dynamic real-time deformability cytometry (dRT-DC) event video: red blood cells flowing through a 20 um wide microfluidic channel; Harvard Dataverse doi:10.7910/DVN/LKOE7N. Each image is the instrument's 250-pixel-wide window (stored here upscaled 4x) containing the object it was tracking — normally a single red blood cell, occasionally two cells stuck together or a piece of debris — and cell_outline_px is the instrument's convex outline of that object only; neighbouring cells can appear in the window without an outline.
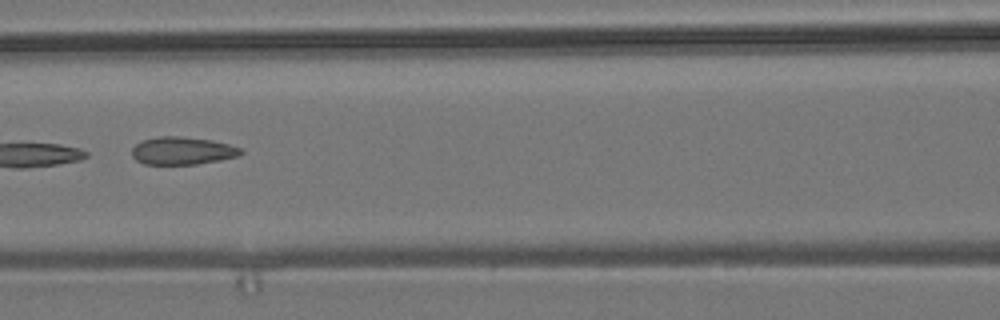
{"species": "common noctule bat (a hibernating species)", "species_latin": "Nyctalus noctula", "temperature_condition": "room temperature", "stored_images_in_passage": 7, "camera_frame_rate_fps": 3000, "um_per_image_px": 0.085, "animal": {"sex": "male", "body_mass_g": 19.2, "forearm_length_mm": 51.8}, "frame": {"image": 1, "passage_image": 7, "time_ms": 7.0, "image_size_px": [1000, 320], "cell_outline_px": [[244, 152], [240, 156], [220, 160], [196, 164], [144, 164], [136, 160], [132, 156], [132, 148], [140, 140], [160, 136], [180, 136], [212, 140], [228, 144], [240, 148]], "centroid_in_image_um": [15.49, 12.81], "position_along_channel_um": 151.1, "area_um2": 17.69}}